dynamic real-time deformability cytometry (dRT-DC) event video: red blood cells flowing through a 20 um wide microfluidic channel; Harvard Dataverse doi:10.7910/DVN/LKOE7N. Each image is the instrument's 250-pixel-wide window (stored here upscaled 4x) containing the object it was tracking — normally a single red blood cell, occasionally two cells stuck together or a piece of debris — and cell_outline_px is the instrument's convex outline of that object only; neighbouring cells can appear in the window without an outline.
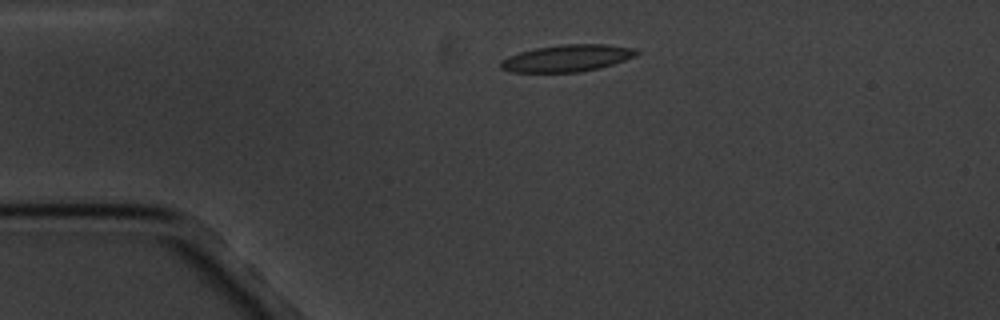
{"species": "common noctule bat (a hibernating species)", "species_latin": "Nyctalus noctula", "temperature_condition": "cold", "stored_images_in_passage": 4, "camera_frame_rate_fps": 3000, "um_per_image_px": 0.085, "animal": {"sex": "male", "body_mass_g": 20.1, "forearm_length_mm": 53.5}, "frame": {"image": 1, "passage_image": 3, "time_ms": 2.333, "image_size_px": [1000, 320], "cell_outline_px": [[640, 52], [636, 56], [600, 68], [576, 72], [512, 72], [500, 68], [500, 60], [508, 56], [520, 52], [536, 48], [564, 44], [604, 44], [632, 48]], "centroid_in_image_um": [48.18, 4.95], "position_along_channel_um": 36.8, "area_um2": 21.15}}